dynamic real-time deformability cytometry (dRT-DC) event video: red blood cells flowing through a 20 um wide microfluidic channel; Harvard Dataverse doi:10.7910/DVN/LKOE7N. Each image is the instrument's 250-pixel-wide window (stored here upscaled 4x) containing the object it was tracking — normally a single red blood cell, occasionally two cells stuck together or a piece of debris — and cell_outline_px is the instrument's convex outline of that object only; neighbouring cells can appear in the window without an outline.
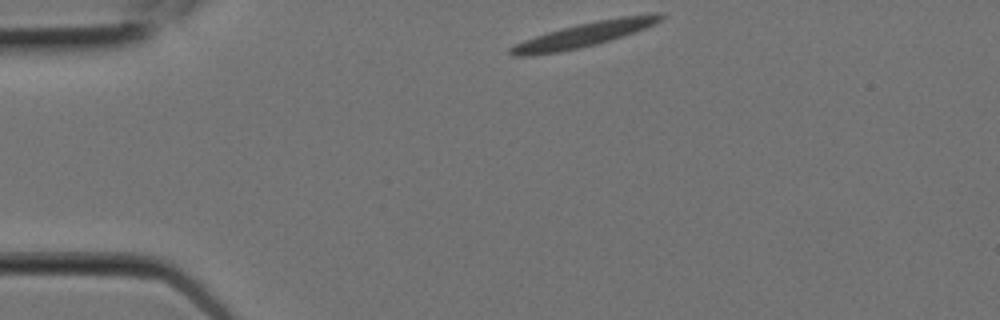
{"species": "Egyptian fruit bat (a non-hibernating species)", "species_latin": "Rousettus aegyptiacus", "temperature_condition": "room temperature", "stored_images_in_passage": 4, "camera_frame_rate_fps": 3000, "um_per_image_px": 0.085, "animal": {"sex": "female"}, "frame": {"image": 1, "passage_image": 1, "time_ms": 0.0, "image_size_px": [1000, 320], "cell_outline_px": [[664, 16], [656, 24], [636, 32], [624, 36], [596, 44], [580, 48], [560, 52], [532, 56], [512, 56], [508, 52], [508, 48], [524, 40], [548, 32], [580, 24], [620, 16], [656, 12]], "centroid_in_image_um": [49.67, 2.96], "position_along_channel_um": 35.3, "area_um2": 21.33}}
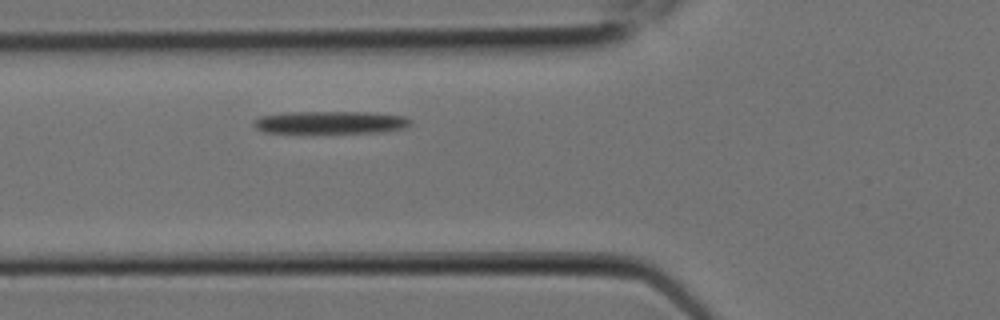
{"frame": {"image": 2, "passage_image": 4, "time_ms": 1.0, "image_size_px": [1000, 320], "cell_outline_px": [[412, 124], [404, 128], [380, 132], [264, 132], [256, 128], [252, 124], [252, 120], [260, 116], [292, 112], [372, 112], [404, 116], [412, 120]], "centroid_in_image_um": [28.11, 10.39], "position_along_channel_um": 97.7, "area_um2": 20.52}}